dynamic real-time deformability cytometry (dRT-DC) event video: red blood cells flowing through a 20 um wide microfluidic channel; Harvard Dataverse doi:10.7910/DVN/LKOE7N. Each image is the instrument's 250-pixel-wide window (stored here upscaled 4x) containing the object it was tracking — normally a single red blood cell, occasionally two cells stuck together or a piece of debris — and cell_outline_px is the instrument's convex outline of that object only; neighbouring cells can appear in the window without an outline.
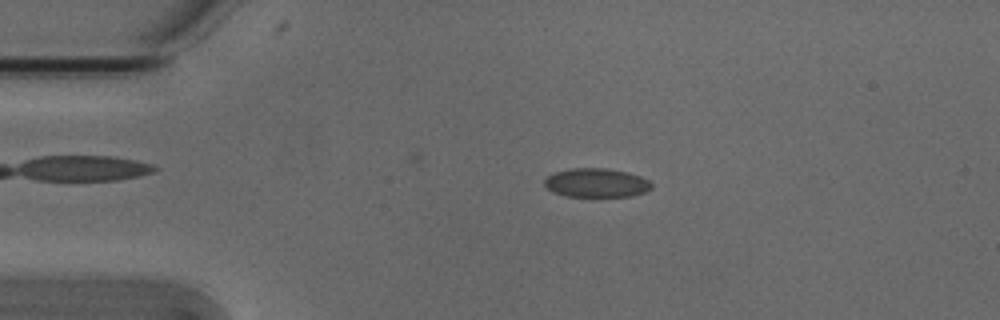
{"species": "Egyptian fruit bat (a non-hibernating species)", "species_latin": "Rousettus aegyptiacus", "temperature_condition": "cold", "stored_images_in_passage": 20, "camera_frame_rate_fps": 3000, "um_per_image_px": 0.085, "animal": {"sex": "male"}, "frame": {"image": 1, "passage_image": 2, "time_ms": 0.333, "image_size_px": [1000, 320], "cell_outline_px": [[652, 188], [644, 192], [632, 196], [564, 196], [548, 188], [544, 184], [544, 180], [548, 176], [556, 172], [572, 168], [608, 168], [628, 172], [640, 176], [648, 180], [652, 184]], "centroid_in_image_um": [50.72, 15.53], "position_along_channel_um": 34.3, "area_um2": 17.92}}
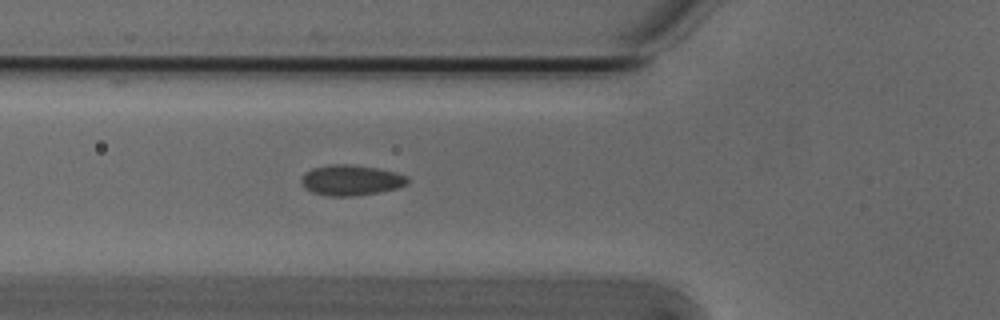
{"frame": {"image": 2, "passage_image": 10, "time_ms": 3.0, "image_size_px": [1000, 320], "cell_outline_px": [[408, 184], [400, 188], [380, 192], [352, 196], [328, 196], [312, 192], [304, 188], [300, 180], [312, 168], [332, 164], [348, 164], [380, 168], [396, 172], [408, 176]], "centroid_in_image_um": [29.89, 15.32], "position_along_channel_um": 95.9, "area_um2": 19.02}}
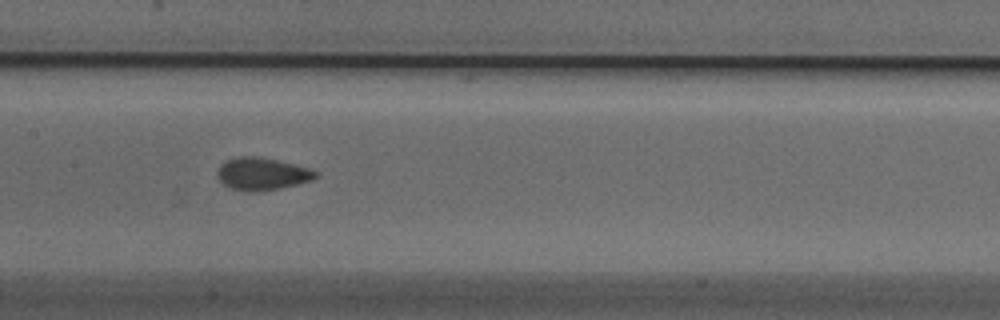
{"frame": {"image": 3, "passage_image": 17, "time_ms": 5.333, "image_size_px": [1000, 320], "cell_outline_px": [[320, 176], [312, 180], [280, 188], [232, 188], [224, 184], [216, 176], [216, 172], [220, 164], [224, 160], [236, 156], [260, 156], [308, 168], [316, 172]], "centroid_in_image_um": [22.25, 14.71], "position_along_channel_um": 185.1, "area_um2": 17.86}}